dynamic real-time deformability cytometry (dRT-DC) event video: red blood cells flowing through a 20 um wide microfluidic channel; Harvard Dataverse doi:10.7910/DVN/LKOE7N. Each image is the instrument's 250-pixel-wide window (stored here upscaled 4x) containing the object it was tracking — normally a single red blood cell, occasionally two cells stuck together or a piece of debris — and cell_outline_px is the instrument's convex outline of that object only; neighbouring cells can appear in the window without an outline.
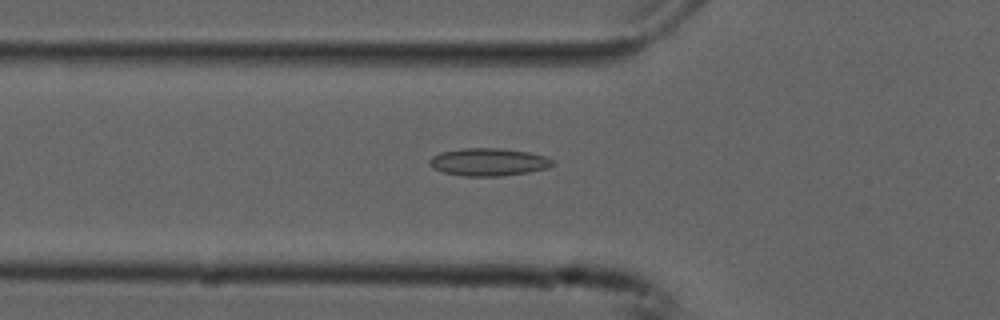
{"species": "common noctule bat (a hibernating species)", "species_latin": "Nyctalus noctula", "temperature_condition": "cold", "stored_images_in_passage": 53, "camera_frame_rate_fps": 3000, "um_per_image_px": 0.085, "animal": {"sex": "male", "forearm_length_mm": 52.5}, "frame": {"image": 1, "passage_image": 18, "time_ms": 5.667, "image_size_px": [1000, 320], "cell_outline_px": [[556, 164], [548, 168], [528, 172], [500, 176], [464, 176], [444, 172], [432, 168], [428, 164], [428, 160], [432, 156], [440, 152], [464, 148], [500, 148], [528, 152], [544, 156], [552, 160]], "centroid_in_image_um": [41.5, 13.77], "position_along_channel_um": 84.3, "area_um2": 19.88}}
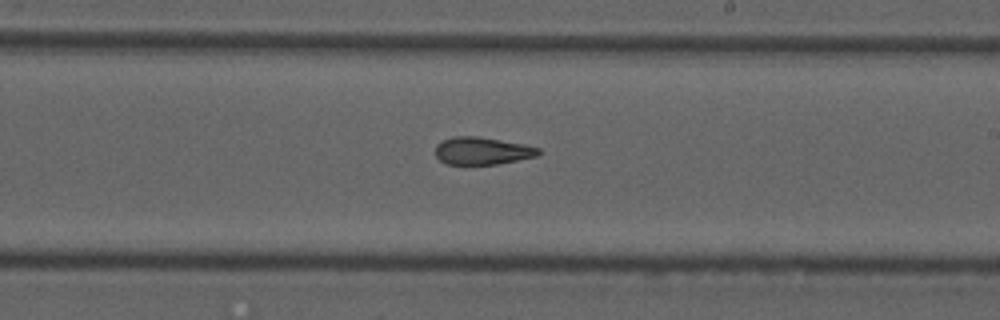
{"frame": {"image": 2, "passage_image": 31, "time_ms": 10.0, "image_size_px": [1000, 320], "cell_outline_px": [[540, 156], [496, 164], [448, 164], [440, 160], [436, 156], [436, 144], [440, 140], [452, 136], [476, 136], [524, 144], [540, 148]], "centroid_in_image_um": [40.99, 12.81], "position_along_channel_um": 248.0, "area_um2": 16.59}}
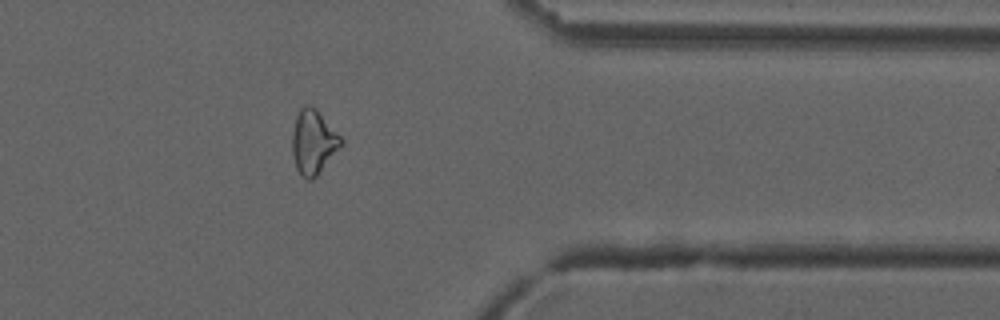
{"frame": {"image": 3, "passage_image": 43, "time_ms": 14.0, "image_size_px": [1000, 320], "cell_outline_px": [[344, 144], [316, 176], [312, 180], [308, 180], [300, 176], [296, 168], [292, 152], [292, 132], [296, 116], [300, 108], [304, 104], [308, 104], [316, 108], [344, 140]], "centroid_in_image_um": [26.63, 12.07], "position_along_channel_um": 384.8, "area_um2": 18.5}, "authors_computed_cell_mechanics": {"area_um2": 18.496, "velocity_mm_per_s": 3.773, "shape_relaxation_time_tau1_ms": null, "shape_relaxation_time_tau2_ms": 2.8297, "deformation_change_tau1": null, "deformation_change_tau2": 0.1023}}